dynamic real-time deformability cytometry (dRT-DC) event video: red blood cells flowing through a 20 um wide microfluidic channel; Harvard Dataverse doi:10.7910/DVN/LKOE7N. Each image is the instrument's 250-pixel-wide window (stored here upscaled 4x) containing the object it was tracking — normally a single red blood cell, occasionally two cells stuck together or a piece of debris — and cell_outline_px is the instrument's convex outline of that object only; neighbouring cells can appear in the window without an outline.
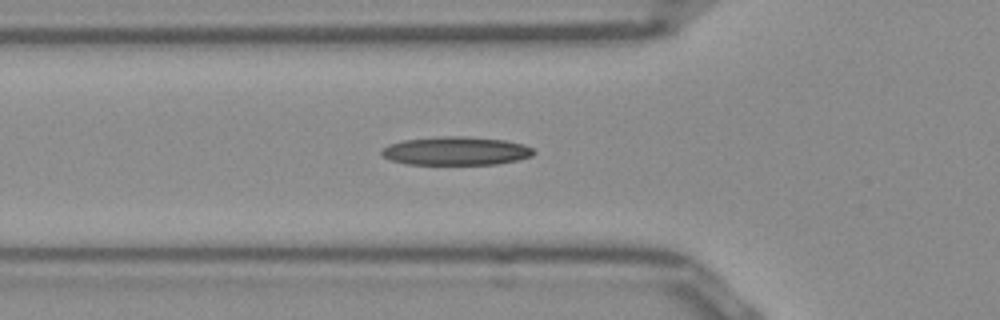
{"species": "Egyptian fruit bat (a non-hibernating species)", "species_latin": "Rousettus aegyptiacus", "temperature_condition": "room temperature", "stored_images_in_passage": 37, "segment_of_instrument_passage": [1, 2], "camera_frame_rate_fps": 3000, "um_per_image_px": 0.085, "frame": {"image": 1, "passage_image": 2, "time_ms": 0.333, "image_size_px": [1000, 320], "cell_outline_px": [[536, 152], [532, 156], [516, 160], [496, 164], [408, 164], [392, 160], [384, 156], [380, 152], [388, 144], [404, 140], [436, 136], [464, 136], [508, 140], [524, 144], [532, 148]], "centroid_in_image_um": [38.79, 12.81], "position_along_channel_um": 87.0, "area_um2": 25.26}}
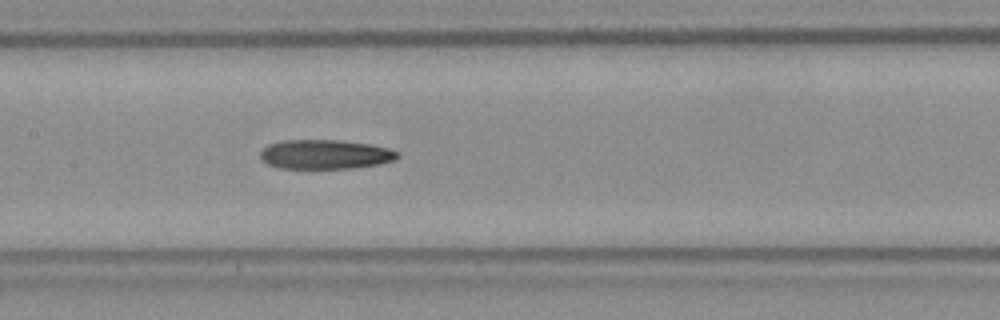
{"frame": {"image": 2, "passage_image": 9, "time_ms": 2.667, "image_size_px": [1000, 320], "cell_outline_px": [[400, 156], [396, 160], [380, 164], [352, 168], [280, 168], [268, 164], [260, 160], [260, 152], [268, 144], [280, 140], [340, 140], [372, 144], [388, 148], [400, 152]], "centroid_in_image_um": [27.66, 13.11], "position_along_channel_um": 179.7, "area_um2": 23.76}}
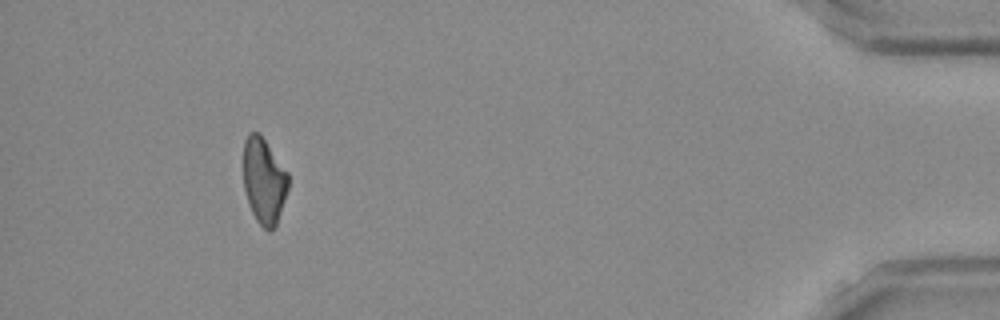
{"frame": {"image": 3, "passage_image": 32, "time_ms": 10.333, "image_size_px": [1000, 320], "cell_outline_px": [[288, 188], [276, 228], [268, 232], [256, 220], [248, 204], [244, 188], [244, 140], [248, 132], [260, 132], [288, 172]], "centroid_in_image_um": [22.44, 15.37], "position_along_channel_um": 412.8, "area_um2": 22.72}}